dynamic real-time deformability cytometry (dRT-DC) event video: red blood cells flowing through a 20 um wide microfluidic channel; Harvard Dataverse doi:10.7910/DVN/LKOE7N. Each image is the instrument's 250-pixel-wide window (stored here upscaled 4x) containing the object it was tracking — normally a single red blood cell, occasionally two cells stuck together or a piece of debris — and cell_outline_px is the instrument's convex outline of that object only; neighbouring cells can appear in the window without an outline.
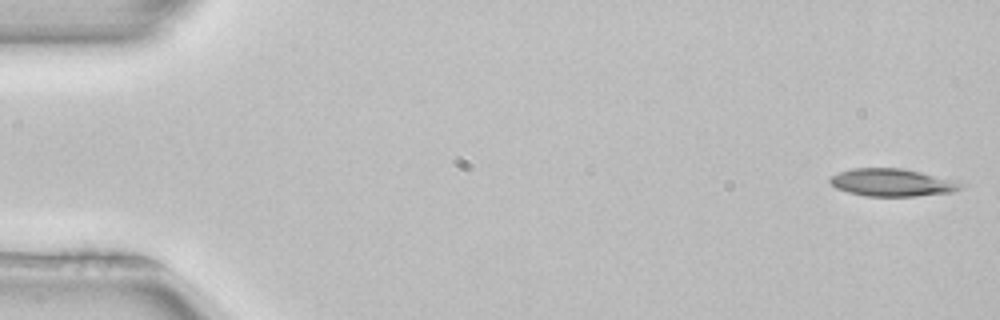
{"species": "common noctule bat (a hibernating species)", "species_latin": "Nyctalus noctula", "temperature_condition": "room temperature", "stored_images_in_passage": 51, "camera_frame_rate_fps": 3000, "um_per_image_px": 0.085, "animal": {"sex": "female", "body_mass_g": 22.7, "forearm_length_mm": 54.2}, "frame": {"image": 1, "passage_image": 1, "time_ms": 0.0, "image_size_px": [1000, 320], "cell_outline_px": [[968, 184], [964, 188], [956, 192], [916, 196], [868, 196], [848, 192], [836, 188], [828, 180], [832, 176], [840, 172], [852, 168], [900, 168], [920, 172]], "centroid_in_image_um": [75.89, 15.52], "position_along_channel_um": 9.1, "area_um2": 21.04}}
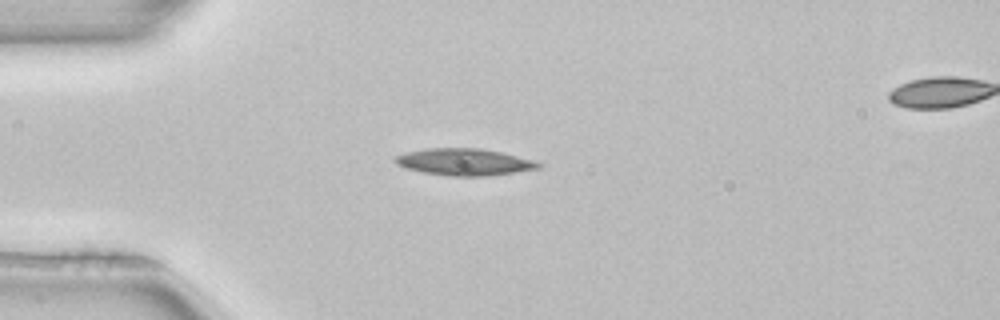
{"frame": {"image": 2, "passage_image": 13, "time_ms": 4.0, "image_size_px": [1000, 320], "cell_outline_px": [[544, 164], [540, 168], [516, 172], [488, 176], [448, 176], [424, 172], [408, 168], [396, 164], [396, 156], [408, 152], [428, 148], [480, 148], [500, 152], [536, 160]], "centroid_in_image_um": [39.55, 13.77], "position_along_channel_um": 45.4, "area_um2": 22.31}, "authors_computed_cell_mechanics": {"area_um2": 20.7502, "velocity_mm_per_s": 3.9716, "shape_relaxation_time_tau1_ms": 3.8333, "shape_relaxation_time_tau2_ms": null, "deformation_change_tau1": 0.1239, "deformation_change_tau2": null}}